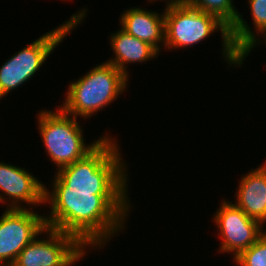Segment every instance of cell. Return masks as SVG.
<instances>
[{
    "label": "cell",
    "instance_id": "cell-2",
    "mask_svg": "<svg viewBox=\"0 0 266 266\" xmlns=\"http://www.w3.org/2000/svg\"><path fill=\"white\" fill-rule=\"evenodd\" d=\"M118 138L106 136L81 160L54 173L45 191H94V195H128V167ZM50 189V190H49Z\"/></svg>",
    "mask_w": 266,
    "mask_h": 266
},
{
    "label": "cell",
    "instance_id": "cell-15",
    "mask_svg": "<svg viewBox=\"0 0 266 266\" xmlns=\"http://www.w3.org/2000/svg\"><path fill=\"white\" fill-rule=\"evenodd\" d=\"M181 3L214 15L229 29L234 25L240 13L233 0H183Z\"/></svg>",
    "mask_w": 266,
    "mask_h": 266
},
{
    "label": "cell",
    "instance_id": "cell-9",
    "mask_svg": "<svg viewBox=\"0 0 266 266\" xmlns=\"http://www.w3.org/2000/svg\"><path fill=\"white\" fill-rule=\"evenodd\" d=\"M30 209H9L0 216V266L12 264L20 252L46 228L44 214Z\"/></svg>",
    "mask_w": 266,
    "mask_h": 266
},
{
    "label": "cell",
    "instance_id": "cell-12",
    "mask_svg": "<svg viewBox=\"0 0 266 266\" xmlns=\"http://www.w3.org/2000/svg\"><path fill=\"white\" fill-rule=\"evenodd\" d=\"M234 204L248 217L266 224V160L240 177Z\"/></svg>",
    "mask_w": 266,
    "mask_h": 266
},
{
    "label": "cell",
    "instance_id": "cell-5",
    "mask_svg": "<svg viewBox=\"0 0 266 266\" xmlns=\"http://www.w3.org/2000/svg\"><path fill=\"white\" fill-rule=\"evenodd\" d=\"M88 9L83 7L72 14L69 20L40 35L13 54L0 67V100L13 90L32 80L47 61L50 54L61 45L64 39L85 20Z\"/></svg>",
    "mask_w": 266,
    "mask_h": 266
},
{
    "label": "cell",
    "instance_id": "cell-10",
    "mask_svg": "<svg viewBox=\"0 0 266 266\" xmlns=\"http://www.w3.org/2000/svg\"><path fill=\"white\" fill-rule=\"evenodd\" d=\"M44 191V182H41L28 169L26 170V167L22 168V166L0 161L1 205L6 203L9 209H27V207L34 209L37 206L45 205Z\"/></svg>",
    "mask_w": 266,
    "mask_h": 266
},
{
    "label": "cell",
    "instance_id": "cell-13",
    "mask_svg": "<svg viewBox=\"0 0 266 266\" xmlns=\"http://www.w3.org/2000/svg\"><path fill=\"white\" fill-rule=\"evenodd\" d=\"M108 39H110V50H112L114 57L107 59L106 62L115 66L128 78L130 75L127 65L132 63L144 64L160 55L153 46L128 34L121 27L116 32H111Z\"/></svg>",
    "mask_w": 266,
    "mask_h": 266
},
{
    "label": "cell",
    "instance_id": "cell-17",
    "mask_svg": "<svg viewBox=\"0 0 266 266\" xmlns=\"http://www.w3.org/2000/svg\"><path fill=\"white\" fill-rule=\"evenodd\" d=\"M261 38L263 40H261ZM264 42V43H263ZM265 45L266 46V29L261 32L255 40L252 41V43H250V45L240 54V67L241 65L244 64V60L246 61V58L248 57V55H251L250 52L252 53V50H254L258 45ZM257 45V46H256Z\"/></svg>",
    "mask_w": 266,
    "mask_h": 266
},
{
    "label": "cell",
    "instance_id": "cell-16",
    "mask_svg": "<svg viewBox=\"0 0 266 266\" xmlns=\"http://www.w3.org/2000/svg\"><path fill=\"white\" fill-rule=\"evenodd\" d=\"M233 261L236 266H266V232L248 249L243 250Z\"/></svg>",
    "mask_w": 266,
    "mask_h": 266
},
{
    "label": "cell",
    "instance_id": "cell-14",
    "mask_svg": "<svg viewBox=\"0 0 266 266\" xmlns=\"http://www.w3.org/2000/svg\"><path fill=\"white\" fill-rule=\"evenodd\" d=\"M248 6L252 16L251 26L254 28L239 13L236 22L229 29L232 46L239 54L266 29V0H248Z\"/></svg>",
    "mask_w": 266,
    "mask_h": 266
},
{
    "label": "cell",
    "instance_id": "cell-7",
    "mask_svg": "<svg viewBox=\"0 0 266 266\" xmlns=\"http://www.w3.org/2000/svg\"><path fill=\"white\" fill-rule=\"evenodd\" d=\"M86 250L74 236L46 227L40 236L34 238L20 252L14 264L16 266H75L88 255L89 250Z\"/></svg>",
    "mask_w": 266,
    "mask_h": 266
},
{
    "label": "cell",
    "instance_id": "cell-8",
    "mask_svg": "<svg viewBox=\"0 0 266 266\" xmlns=\"http://www.w3.org/2000/svg\"><path fill=\"white\" fill-rule=\"evenodd\" d=\"M213 215V223L218 229V240H221L217 253H231L232 259L248 249L265 232L264 226L258 220L248 217L228 199L221 200Z\"/></svg>",
    "mask_w": 266,
    "mask_h": 266
},
{
    "label": "cell",
    "instance_id": "cell-6",
    "mask_svg": "<svg viewBox=\"0 0 266 266\" xmlns=\"http://www.w3.org/2000/svg\"><path fill=\"white\" fill-rule=\"evenodd\" d=\"M55 110H39L37 127L49 160L56 170L81 160L92 152L106 137L105 133L95 141L86 143L84 129L76 117L65 113L59 105Z\"/></svg>",
    "mask_w": 266,
    "mask_h": 266
},
{
    "label": "cell",
    "instance_id": "cell-18",
    "mask_svg": "<svg viewBox=\"0 0 266 266\" xmlns=\"http://www.w3.org/2000/svg\"><path fill=\"white\" fill-rule=\"evenodd\" d=\"M155 1H158V0H148V3L154 4ZM159 1H162V2L166 1V3H176V2L181 3L183 0H159Z\"/></svg>",
    "mask_w": 266,
    "mask_h": 266
},
{
    "label": "cell",
    "instance_id": "cell-1",
    "mask_svg": "<svg viewBox=\"0 0 266 266\" xmlns=\"http://www.w3.org/2000/svg\"><path fill=\"white\" fill-rule=\"evenodd\" d=\"M129 195H94V191H44L48 228L74 236L86 249H103L123 232L131 214Z\"/></svg>",
    "mask_w": 266,
    "mask_h": 266
},
{
    "label": "cell",
    "instance_id": "cell-11",
    "mask_svg": "<svg viewBox=\"0 0 266 266\" xmlns=\"http://www.w3.org/2000/svg\"><path fill=\"white\" fill-rule=\"evenodd\" d=\"M125 10L120 14L119 26L128 34L148 43L161 53L165 49L164 10L162 13L142 7H129Z\"/></svg>",
    "mask_w": 266,
    "mask_h": 266
},
{
    "label": "cell",
    "instance_id": "cell-3",
    "mask_svg": "<svg viewBox=\"0 0 266 266\" xmlns=\"http://www.w3.org/2000/svg\"><path fill=\"white\" fill-rule=\"evenodd\" d=\"M165 49L190 48L220 31L221 56L227 65L240 67V54L230 40L229 28L214 15L202 12L183 3H165Z\"/></svg>",
    "mask_w": 266,
    "mask_h": 266
},
{
    "label": "cell",
    "instance_id": "cell-19",
    "mask_svg": "<svg viewBox=\"0 0 266 266\" xmlns=\"http://www.w3.org/2000/svg\"><path fill=\"white\" fill-rule=\"evenodd\" d=\"M2 266H16L14 263L12 264H6V265H2Z\"/></svg>",
    "mask_w": 266,
    "mask_h": 266
},
{
    "label": "cell",
    "instance_id": "cell-4",
    "mask_svg": "<svg viewBox=\"0 0 266 266\" xmlns=\"http://www.w3.org/2000/svg\"><path fill=\"white\" fill-rule=\"evenodd\" d=\"M128 81L130 79L112 64L98 63L84 76L69 83L59 107L69 115L89 120L125 93Z\"/></svg>",
    "mask_w": 266,
    "mask_h": 266
}]
</instances>
